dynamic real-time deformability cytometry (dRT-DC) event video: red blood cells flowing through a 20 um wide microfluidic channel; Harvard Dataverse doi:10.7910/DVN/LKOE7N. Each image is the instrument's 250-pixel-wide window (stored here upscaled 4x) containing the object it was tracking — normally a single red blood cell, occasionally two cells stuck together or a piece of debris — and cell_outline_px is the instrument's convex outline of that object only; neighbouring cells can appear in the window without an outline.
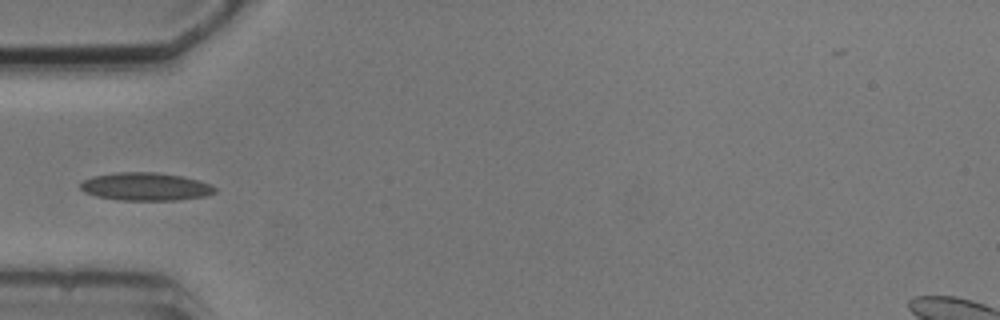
{"species": "common noctule bat (a hibernating species)", "species_latin": "Nyctalus noctula", "temperature_condition": "cold", "stored_images_in_passage": 8, "camera_frame_rate_fps": 3000, "um_per_image_px": 0.085, "animal": {"sex": "male", "body_mass_g": 20.5, "forearm_length_mm": 52.5}, "frame": {"image": 1, "passage_image": 6, "time_ms": 5.667, "image_size_px": [1000, 320], "cell_outline_px": [[216, 192], [204, 196], [176, 200], [120, 200], [96, 196], [84, 192], [80, 188], [80, 184], [84, 180], [92, 176], [116, 172], [156, 172], [180, 176], [200, 180], [212, 184], [216, 188]], "centroid_in_image_um": [12.38, 15.86], "position_along_channel_um": 72.6, "area_um2": 21.96}}
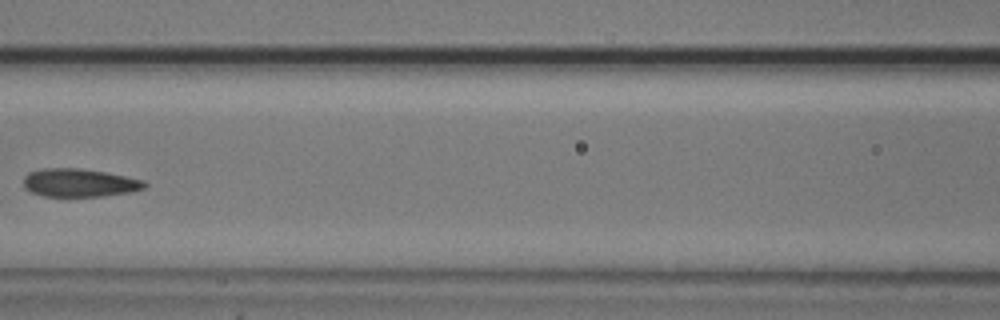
{"frame": {"image": 2, "passage_image": 8, "time_ms": 8.0, "image_size_px": [1000, 320], "cell_outline_px": [[148, 184], [144, 188], [132, 192], [100, 196], [44, 196], [32, 192], [24, 188], [24, 176], [28, 172], [40, 168], [76, 168], [104, 172], [144, 180]], "centroid_in_image_um": [6.73, 15.53], "position_along_channel_um": 159.9, "area_um2": 19.83}}